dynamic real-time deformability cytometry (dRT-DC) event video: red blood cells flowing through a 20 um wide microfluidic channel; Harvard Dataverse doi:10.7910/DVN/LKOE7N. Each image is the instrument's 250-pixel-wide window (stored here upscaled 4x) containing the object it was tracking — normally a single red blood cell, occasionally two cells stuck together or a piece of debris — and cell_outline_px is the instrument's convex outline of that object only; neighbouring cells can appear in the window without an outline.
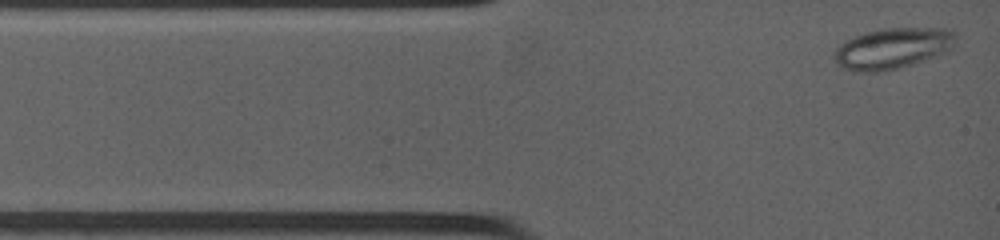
{"species": "common noctule bat (a hibernating species)", "species_latin": "Nyctalus noctula", "temperature_condition": "warm", "stored_images_in_passage": 57, "camera_frame_rate_fps": 4500, "um_per_image_px": 0.085, "animal": {"sex": "female", "body_mass_g": 19.0, "forearm_length_mm": 53.3}, "frame": {"image": 1, "passage_image": 3, "time_ms": 0.222, "image_size_px": [1000, 240], "cell_outline_px": [[960, 36], [956, 44], [948, 52], [900, 68], [876, 72], [856, 72], [844, 68], [836, 64], [832, 56], [832, 52], [840, 44], [856, 36], [868, 32], [884, 28], [952, 28]], "centroid_in_image_um": [75.94, 4.11], "position_along_channel_um": 9.1, "area_um2": 29.48}}
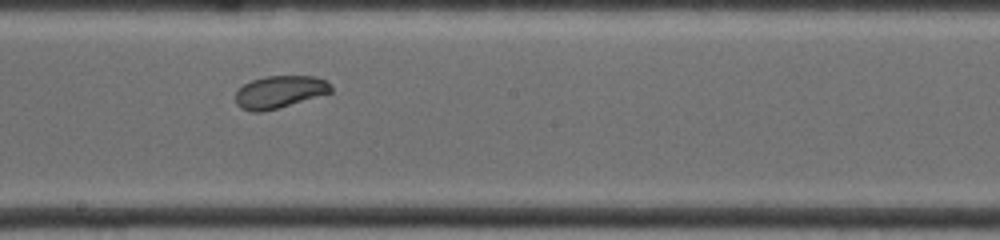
{"frame": {"image": 2, "passage_image": 32, "time_ms": 6.667, "image_size_px": [1000, 240], "cell_outline_px": [[332, 92], [276, 108], [260, 112], [252, 112], [240, 108], [236, 104], [236, 92], [244, 84], [252, 80], [264, 76], [316, 76], [324, 80], [332, 88]], "centroid_in_image_um": [23.73, 7.8], "position_along_channel_um": 224.5, "area_um2": 17.74}}
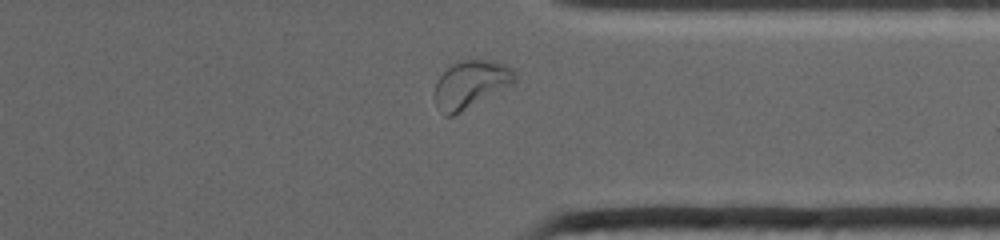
{"frame": {"image": 3, "passage_image": 50, "time_ms": 10.444, "image_size_px": [1000, 240], "cell_outline_px": [[516, 80], [512, 84], [460, 112], [452, 116], [444, 116], [436, 104], [436, 84], [440, 76], [456, 60], [488, 60], [504, 64], [512, 68], [516, 72]], "centroid_in_image_um": [40.02, 7.15], "position_along_channel_um": 371.4, "area_um2": 21.79}}